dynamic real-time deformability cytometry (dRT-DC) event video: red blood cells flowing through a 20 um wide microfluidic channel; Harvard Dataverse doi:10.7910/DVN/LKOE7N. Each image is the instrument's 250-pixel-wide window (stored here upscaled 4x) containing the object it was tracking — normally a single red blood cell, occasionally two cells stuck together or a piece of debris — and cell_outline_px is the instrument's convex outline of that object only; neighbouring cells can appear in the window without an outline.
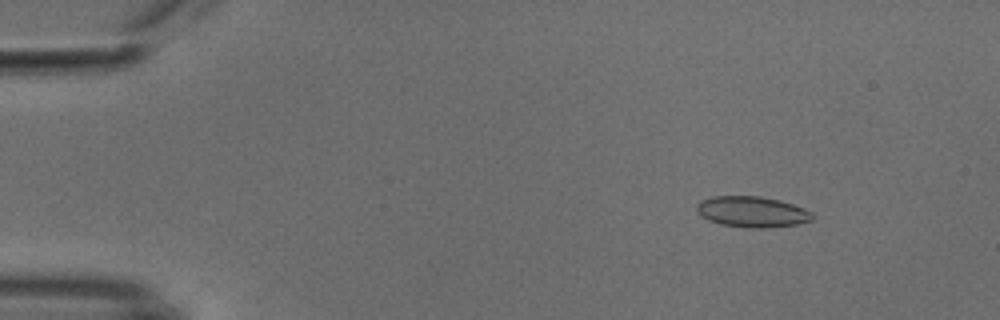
{"species": "common noctule bat (a hibernating species)", "species_latin": "Nyctalus noctula", "temperature_condition": "cold", "stored_images_in_passage": 52, "camera_frame_rate_fps": 3000, "um_per_image_px": 0.085, "animal": {"sex": "male", "body_mass_g": 18.8}, "frame": {"image": 1, "passage_image": 6, "time_ms": 1.667, "image_size_px": [1000, 320], "cell_outline_px": [[816, 216], [812, 220], [796, 224], [768, 228], [748, 228], [720, 224], [708, 220], [696, 208], [696, 204], [700, 200], [712, 196], [760, 196], [780, 200], [804, 208], [812, 212]], "centroid_in_image_um": [63.96, 18.0], "position_along_channel_um": 21.0, "area_um2": 20.87}}
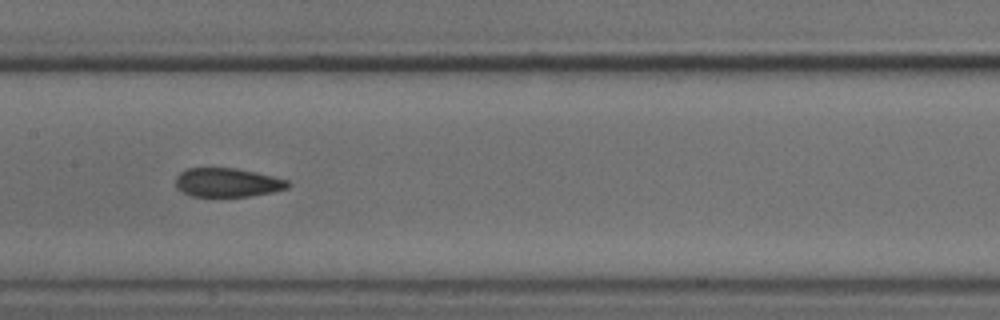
{"frame": {"image": 2, "passage_image": 26, "time_ms": 8.333, "image_size_px": [1000, 320], "cell_outline_px": [[292, 184], [288, 188], [272, 192], [248, 196], [192, 196], [176, 188], [176, 176], [180, 172], [188, 168], [236, 168], [256, 172], [288, 180]], "centroid_in_image_um": [19.34, 15.51], "position_along_channel_um": 188.1, "area_um2": 18.84}}
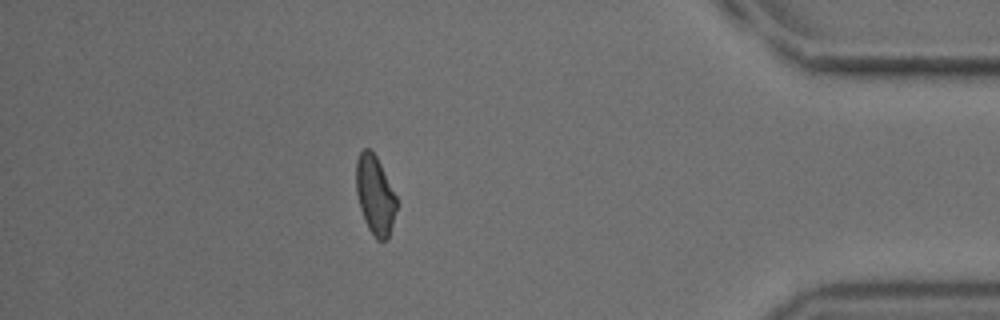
{"frame": {"image": 3, "passage_image": 46, "time_ms": 15.0, "image_size_px": [1000, 320], "cell_outline_px": [[396, 208], [392, 224], [388, 236], [384, 240], [376, 240], [368, 228], [364, 220], [360, 208], [356, 192], [356, 160], [360, 152], [364, 148], [368, 148], [376, 156], [396, 196]], "centroid_in_image_um": [31.85, 16.57], "position_along_channel_um": 403.4, "area_um2": 18.26}, "authors_computed_cell_mechanics": {"area_um2": 19.7676, "velocity_mm_per_s": 3.8176, "shape_relaxation_time_tau1_ms": null, "shape_relaxation_time_tau2_ms": 2.64, "deformation_change_tau1": null, "deformation_change_tau2": 0.0678}}